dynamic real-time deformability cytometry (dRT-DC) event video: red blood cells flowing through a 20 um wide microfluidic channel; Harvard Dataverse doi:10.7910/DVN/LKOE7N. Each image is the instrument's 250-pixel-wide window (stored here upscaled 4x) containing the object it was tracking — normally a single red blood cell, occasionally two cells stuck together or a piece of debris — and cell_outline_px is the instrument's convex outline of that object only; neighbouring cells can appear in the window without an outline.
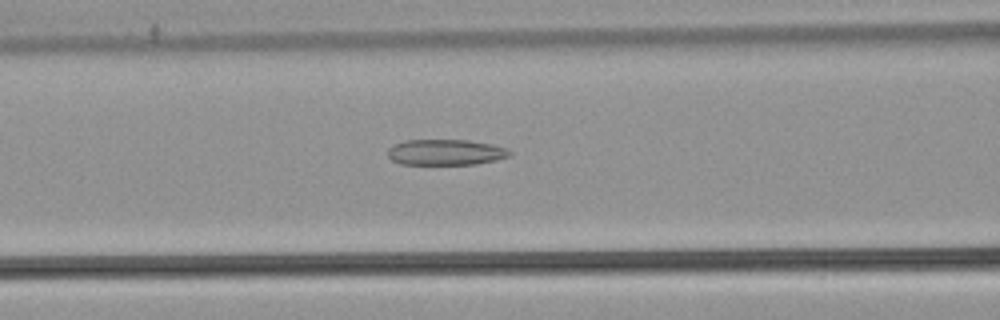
{"species": "common noctule bat (a hibernating species)", "species_latin": "Nyctalus noctula", "temperature_condition": "warm", "stored_images_in_passage": 53, "camera_frame_rate_fps": 3000, "um_per_image_px": 0.085, "animal": {"sex": "male", "body_mass_g": 21.5, "forearm_length_mm": 52.0}, "frame": {"image": 1, "passage_image": 23, "time_ms": 7.333, "image_size_px": [1000, 320], "cell_outline_px": [[512, 156], [496, 160], [476, 164], [400, 164], [392, 160], [388, 156], [388, 148], [392, 144], [404, 140], [468, 140], [492, 144], [508, 148], [512, 152]], "centroid_in_image_um": [37.9, 12.93], "position_along_channel_um": 128.7, "area_um2": 18.55}}
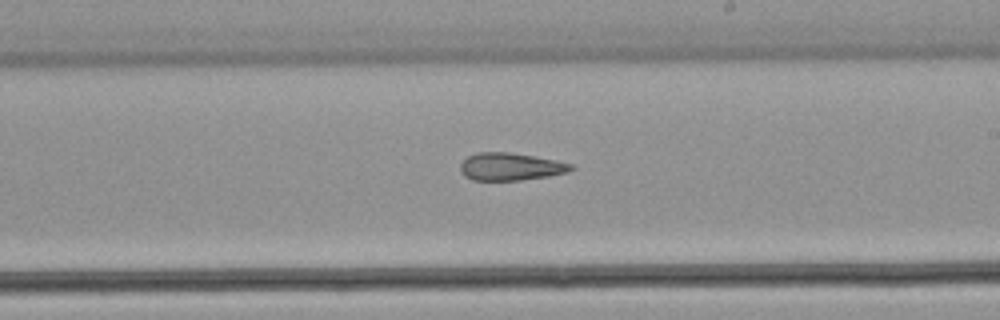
{"frame": {"image": 2, "passage_image": 32, "time_ms": 10.333, "image_size_px": [1000, 320], "cell_outline_px": [[576, 168], [568, 172], [548, 176], [520, 180], [472, 180], [464, 176], [460, 172], [460, 164], [468, 156], [476, 152], [508, 152], [536, 156], [572, 164]], "centroid_in_image_um": [43.38, 14.16], "position_along_channel_um": 245.6, "area_um2": 17.86}}
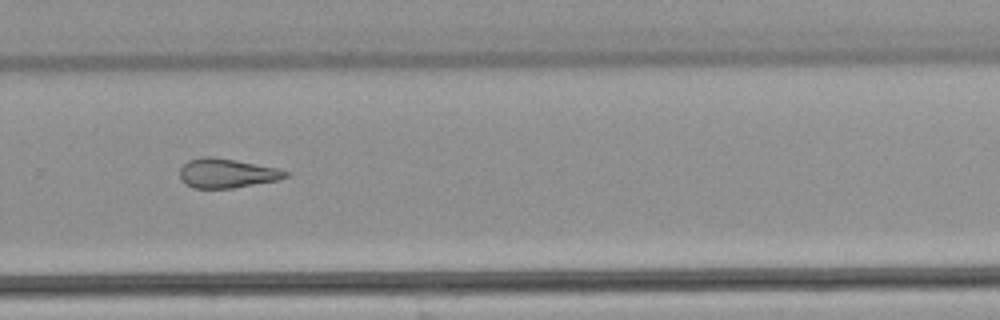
{"frame": {"image": 3, "passage_image": 37, "time_ms": 12.0, "image_size_px": [1000, 320], "cell_outline_px": [[292, 172], [288, 176], [276, 180], [232, 188], [192, 188], [184, 184], [180, 176], [180, 168], [188, 160], [204, 156], [212, 156], [276, 168]], "centroid_in_image_um": [19.24, 14.72], "position_along_channel_um": 310.6, "area_um2": 17.92}, "authors_computed_cell_mechanics": {"area_um2": 20.5768, "velocity_mm_per_s": 3.9055, "shape_relaxation_time_tau1_ms": null, "shape_relaxation_time_tau2_ms": 5.5628, "deformation_change_tau1": null, "deformation_change_tau2": 0.1728}}